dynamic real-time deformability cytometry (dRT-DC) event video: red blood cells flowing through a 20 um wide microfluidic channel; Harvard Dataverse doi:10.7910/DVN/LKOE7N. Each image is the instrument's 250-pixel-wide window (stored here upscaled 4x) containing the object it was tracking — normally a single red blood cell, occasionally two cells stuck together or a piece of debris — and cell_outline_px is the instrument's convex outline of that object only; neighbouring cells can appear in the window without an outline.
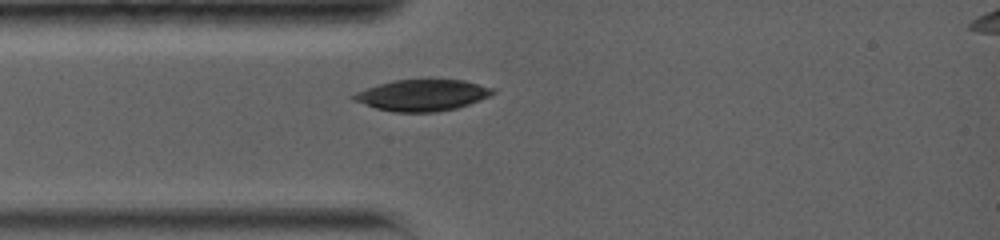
{"species": "common noctule bat (a hibernating species)", "species_latin": "Nyctalus noctula", "temperature_condition": "warm", "stored_images_in_passage": 3, "camera_frame_rate_fps": 5000, "um_per_image_px": 0.085, "animal": {"sex": "female", "body_mass_g": 19.0, "forearm_length_mm": 56.7}, "frame": {"image": 1, "passage_image": 3, "time_ms": 2.8, "image_size_px": [1000, 240], "cell_outline_px": [[496, 92], [488, 96], [468, 104], [456, 108], [436, 112], [392, 112], [376, 108], [352, 100], [352, 96], [356, 92], [392, 80], [464, 80], [496, 88]], "centroid_in_image_um": [35.91, 8.09], "position_along_channel_um": 49.1, "area_um2": 25.2}}